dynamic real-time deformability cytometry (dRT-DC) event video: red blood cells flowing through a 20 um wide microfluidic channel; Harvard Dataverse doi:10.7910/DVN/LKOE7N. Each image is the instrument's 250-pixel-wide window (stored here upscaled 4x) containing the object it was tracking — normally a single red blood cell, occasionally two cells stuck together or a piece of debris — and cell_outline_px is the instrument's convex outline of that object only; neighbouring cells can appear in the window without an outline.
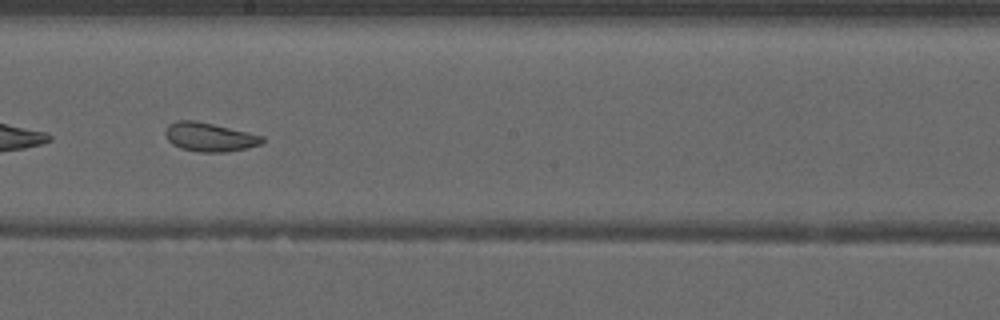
{"species": "common noctule bat (a hibernating species)", "species_latin": "Nyctalus noctula", "temperature_condition": "warm", "stored_images_in_passage": 37, "camera_frame_rate_fps": 3000, "um_per_image_px": 0.085, "animal": {"sex": "male", "forearm_length_mm": 52.5}, "frame": {"image": 1, "passage_image": 16, "time_ms": 5.0, "image_size_px": [1000, 320], "cell_outline_px": [[264, 140], [260, 144], [248, 148], [224, 152], [200, 152], [180, 148], [172, 144], [168, 140], [164, 132], [168, 124], [176, 120], [196, 120], [264, 136]], "centroid_in_image_um": [17.78, 11.64], "position_along_channel_um": 230.4, "area_um2": 16.3}}
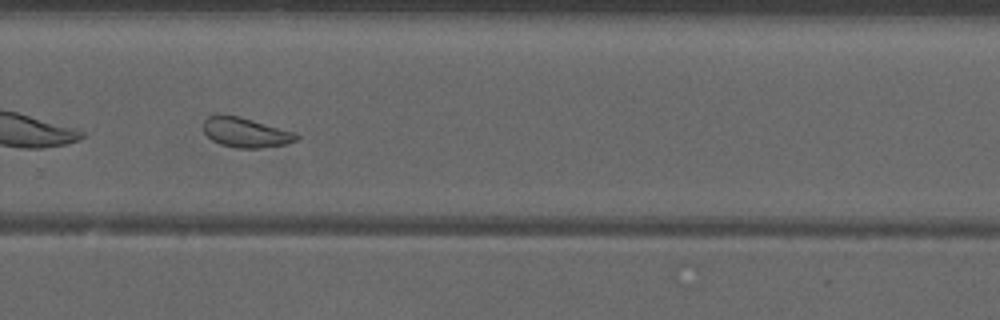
{"frame": {"image": 2, "passage_image": 22, "time_ms": 7.0, "image_size_px": [1000, 320], "cell_outline_px": [[300, 136], [296, 140], [284, 144], [260, 148], [236, 148], [220, 144], [212, 140], [204, 132], [204, 120], [208, 116], [240, 116], [296, 132]], "centroid_in_image_um": [20.91, 11.27], "position_along_channel_um": 308.9, "area_um2": 15.95}, "authors_computed_cell_mechanics": {"area_um2": 17.34, "velocity_mm_per_s": 3.9377, "shape_relaxation_time_tau1_ms": null, "shape_relaxation_time_tau2_ms": 1.4503, "deformation_change_tau1": null, "deformation_change_tau2": 0.0793}}